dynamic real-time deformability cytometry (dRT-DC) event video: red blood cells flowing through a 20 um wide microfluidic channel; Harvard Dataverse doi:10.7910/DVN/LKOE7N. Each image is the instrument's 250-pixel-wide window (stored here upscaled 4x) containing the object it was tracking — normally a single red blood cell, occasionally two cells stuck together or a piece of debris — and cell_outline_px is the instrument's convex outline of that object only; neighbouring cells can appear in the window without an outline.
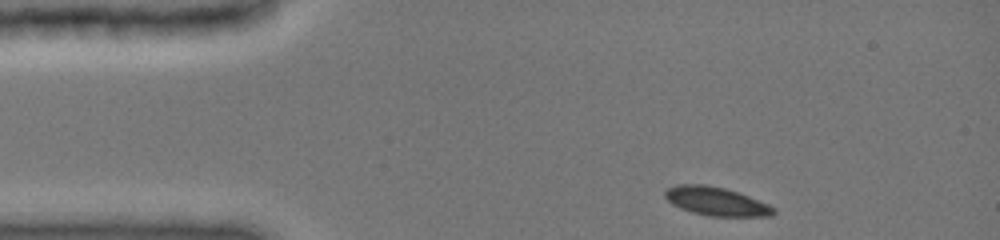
{"species": "common noctule bat (a hibernating species)", "species_latin": "Nyctalus noctula", "temperature_condition": "cold", "stored_images_in_passage": 37, "camera_frame_rate_fps": 3000, "um_per_image_px": 0.085, "animal": {"sex": "female", "body_mass_g": 19.0, "forearm_length_mm": 51.5}, "frame": {"image": 1, "passage_image": 1, "time_ms": 0.0, "image_size_px": [1000, 240], "cell_outline_px": [[776, 212], [772, 216], [708, 216], [692, 212], [680, 208], [672, 204], [664, 196], [664, 192], [668, 188], [676, 184], [704, 184], [724, 188], [748, 196], [768, 204], [776, 208]], "centroid_in_image_um": [60.87, 17.11], "position_along_channel_um": 24.1, "area_um2": 18.03}}
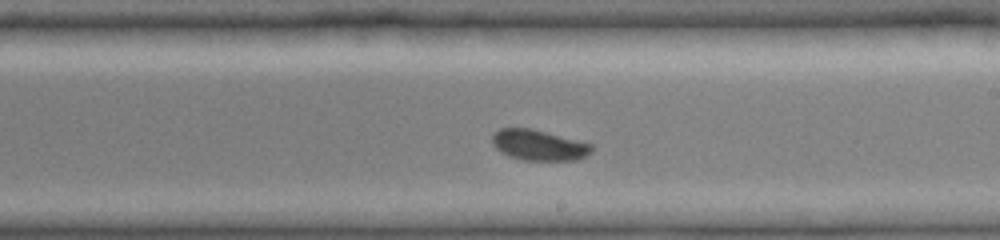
{"frame": {"image": 2, "passage_image": 22, "time_ms": 7.0, "image_size_px": [1000, 240], "cell_outline_px": [[592, 152], [576, 160], [524, 160], [508, 156], [496, 148], [492, 144], [492, 136], [500, 128], [532, 128], [592, 144]], "centroid_in_image_um": [45.78, 12.33], "position_along_channel_um": 243.2, "area_um2": 17.63}}
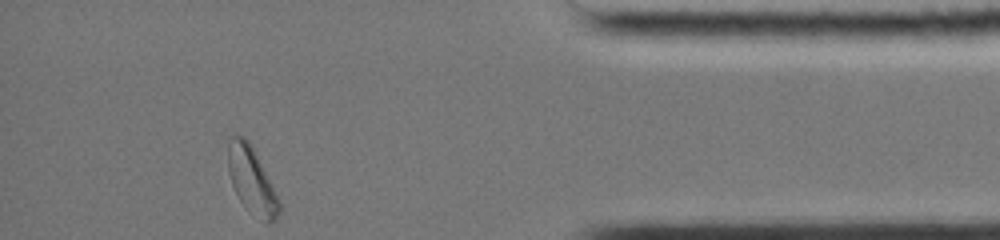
{"frame": {"image": 3, "passage_image": 37, "time_ms": 12.0, "image_size_px": [1000, 240], "cell_outline_px": [[280, 212], [276, 220], [268, 224], [248, 212], [240, 200], [232, 184], [228, 172], [228, 136], [232, 132], [236, 132], [244, 136], [252, 144], [280, 200]], "centroid_in_image_um": [21.38, 15.28], "position_along_channel_um": 413.8, "area_um2": 20.4}, "authors_computed_cell_mechanics": {"area_um2": 18.5538, "velocity_mm_per_s": 3.9498, "shape_relaxation_time_tau1_ms": 2.4536, "shape_relaxation_time_tau2_ms": null, "deformation_change_tau1": 0.0678, "deformation_change_tau2": null}}